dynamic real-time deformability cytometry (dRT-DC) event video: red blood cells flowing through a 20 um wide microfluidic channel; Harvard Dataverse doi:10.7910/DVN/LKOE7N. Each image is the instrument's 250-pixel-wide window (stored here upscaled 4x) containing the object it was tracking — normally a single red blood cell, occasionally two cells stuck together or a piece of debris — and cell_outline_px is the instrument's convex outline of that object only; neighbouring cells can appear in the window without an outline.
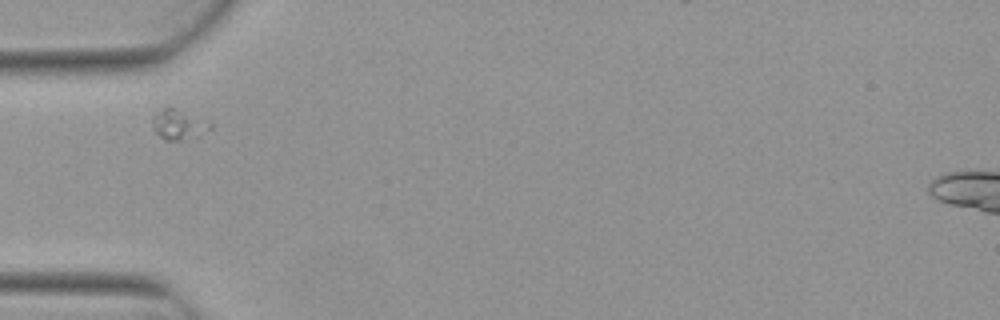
{"species": "Egyptian fruit bat (a non-hibernating species)", "species_latin": "Rousettus aegyptiacus", "temperature_condition": "warm", "stored_images_in_passage": 14, "camera_frame_rate_fps": 3000, "um_per_image_px": 0.085, "animal": {"sex": "female"}, "frame": {"image": 1, "passage_image": 4, "time_ms": 1.0, "image_size_px": [1000, 320], "cell_outline_px": [[212, 128], [200, 136], [180, 140], [164, 140], [152, 132], [152, 116], [160, 108], [168, 104], [212, 120]], "centroid_in_image_um": [15.2, 10.53], "position_along_channel_um": 69.8, "area_um2": 11.16}}
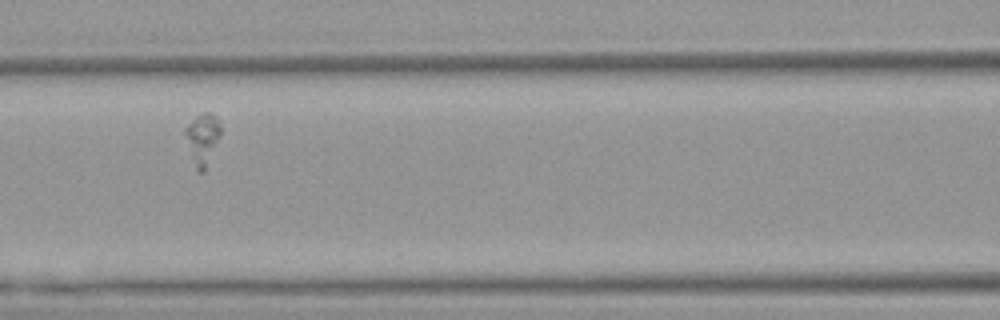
{"frame": {"image": 2, "passage_image": 6, "time_ms": 1.667, "image_size_px": [1000, 320], "cell_outline_px": [[220, 136], [204, 172], [196, 172], [184, 132], [184, 128], [200, 112], [212, 112], [216, 116], [220, 124]], "centroid_in_image_um": [17.21, 11.78], "position_along_channel_um": 149.4, "area_um2": 10.58}}
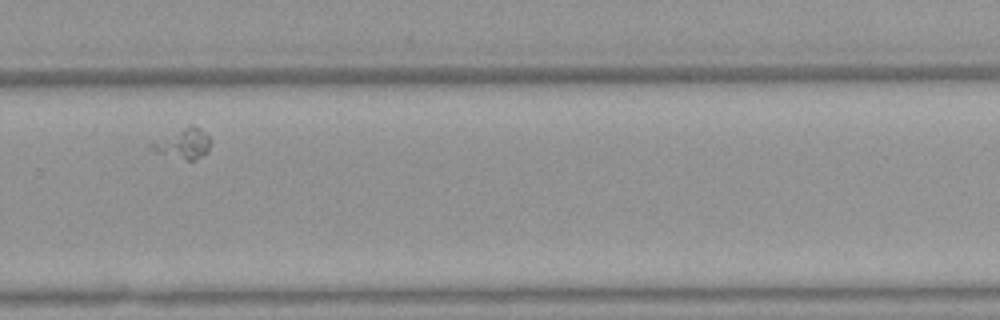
{"frame": {"image": 3, "passage_image": 10, "time_ms": 3.0, "image_size_px": [1000, 320], "cell_outline_px": [[212, 140], [208, 152], [192, 160], [188, 160], [156, 152], [148, 144], [152, 140], [188, 124], [192, 124], [200, 128]], "centroid_in_image_um": [15.56, 12.15], "position_along_channel_um": 314.2, "area_um2": 10.58}}